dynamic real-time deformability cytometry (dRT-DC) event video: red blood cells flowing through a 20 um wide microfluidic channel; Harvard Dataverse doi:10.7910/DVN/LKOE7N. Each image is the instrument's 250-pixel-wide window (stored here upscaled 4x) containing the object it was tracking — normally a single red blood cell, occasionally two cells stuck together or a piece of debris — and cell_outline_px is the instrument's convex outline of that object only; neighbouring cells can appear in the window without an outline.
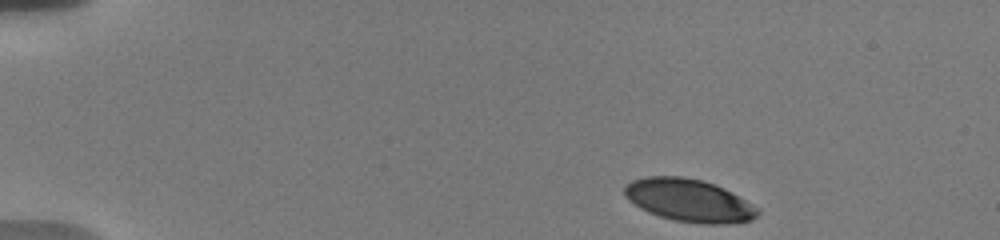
{"species": "human", "species_latin": "Homo sapiens", "temperature_condition": "warm", "stored_images_in_passage": 48, "camera_frame_rate_fps": 3000, "um_per_image_px": 0.085, "donor": {"sex": "male"}, "frame": {"image": 1, "passage_image": 1, "time_ms": 0.0, "image_size_px": [1000, 240], "cell_outline_px": [[760, 212], [752, 220], [728, 224], [704, 224], [676, 220], [660, 216], [648, 212], [640, 208], [628, 200], [624, 196], [624, 188], [632, 180], [648, 176], [684, 176], [704, 180], [716, 184], [724, 188], [760, 208]], "centroid_in_image_um": [58.59, 17.02], "position_along_channel_um": 26.4, "area_um2": 33.29}}
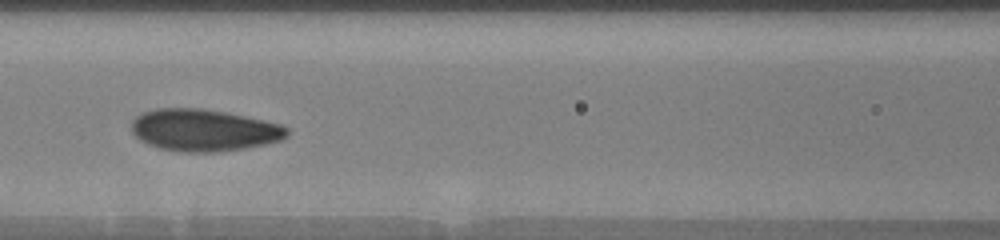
{"frame": {"image": 2, "passage_image": 19, "time_ms": 6.0, "image_size_px": [1000, 240], "cell_outline_px": [[288, 136], [280, 140], [264, 144], [244, 148], [216, 152], [180, 152], [160, 148], [148, 144], [140, 140], [132, 132], [132, 120], [136, 116], [144, 112], [156, 108], [204, 108], [228, 112], [280, 124], [288, 128]], "centroid_in_image_um": [17.31, 11.06], "position_along_channel_um": 149.3, "area_um2": 38.09}}
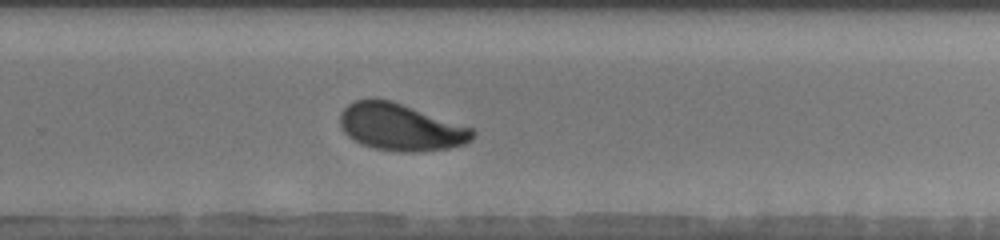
{"frame": {"image": 3, "passage_image": 31, "time_ms": 10.0, "image_size_px": [1000, 240], "cell_outline_px": [[476, 136], [472, 140], [464, 144], [448, 148], [416, 152], [400, 152], [372, 148], [360, 144], [348, 136], [340, 128], [340, 112], [352, 100], [392, 100], [472, 128], [476, 132]], "centroid_in_image_um": [34.05, 10.82], "position_along_channel_um": 295.8, "area_um2": 36.36}, "authors_computed_cell_mechanics": {"area_um2": 36.2984, "velocity_mm_per_s": 3.6745, "shape_relaxation_time_tau1_ms": 2.7544, "shape_relaxation_time_tau2_ms": 1.1956, "deformation_change_tau1": 0.1362, "deformation_change_tau2": 0.0645}}